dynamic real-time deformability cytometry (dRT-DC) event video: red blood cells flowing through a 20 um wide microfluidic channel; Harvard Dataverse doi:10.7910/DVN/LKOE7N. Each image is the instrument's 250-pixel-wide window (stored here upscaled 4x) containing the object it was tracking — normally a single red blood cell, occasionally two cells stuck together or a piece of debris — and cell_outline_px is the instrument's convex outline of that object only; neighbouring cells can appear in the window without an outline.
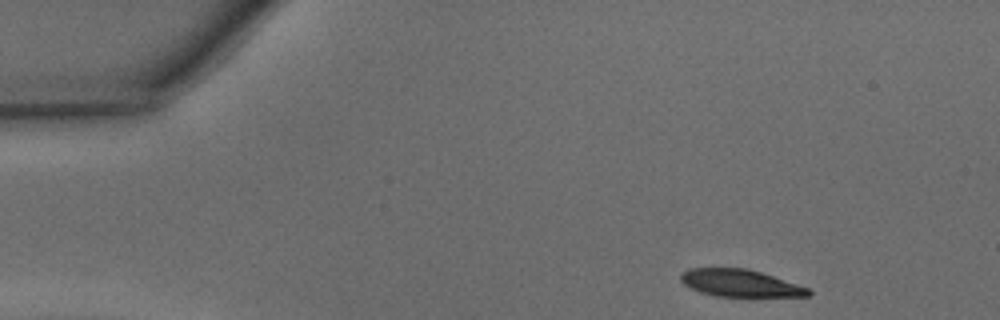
{"species": "common noctule bat (a hibernating species)", "species_latin": "Nyctalus noctula", "temperature_condition": "warm", "stored_images_in_passage": 32, "camera_frame_rate_fps": 3000, "um_per_image_px": 0.085, "animal": {"sex": "male", "body_mass_g": 15.6}, "frame": {"image": 1, "passage_image": 1, "time_ms": 0.0, "image_size_px": [1000, 320], "cell_outline_px": [[812, 292], [808, 296], [716, 296], [700, 292], [684, 284], [680, 280], [680, 276], [688, 268], [748, 268], [808, 288]], "centroid_in_image_um": [62.87, 24.06], "position_along_channel_um": 22.1, "area_um2": 19.88}}
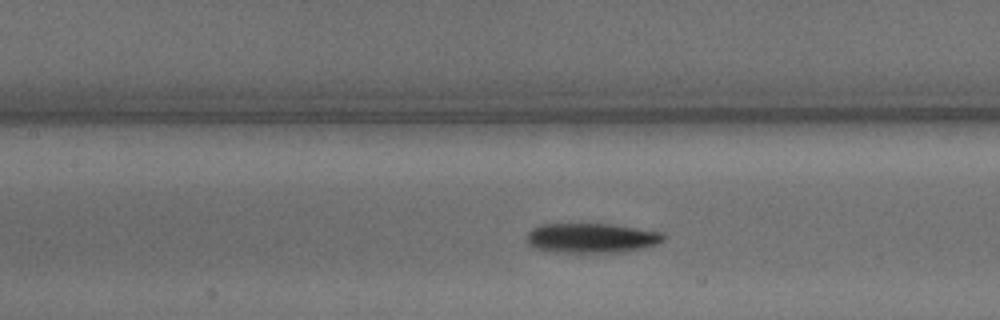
{"frame": {"image": 2, "passage_image": 16, "time_ms": 5.0, "image_size_px": [1000, 320], "cell_outline_px": [[668, 236], [664, 240], [656, 244], [644, 248], [624, 252], [564, 252], [536, 248], [528, 244], [528, 232], [532, 228], [544, 224], [612, 224], [664, 232]], "centroid_in_image_um": [50.37, 20.22], "position_along_channel_um": 157.0, "area_um2": 23.64}}
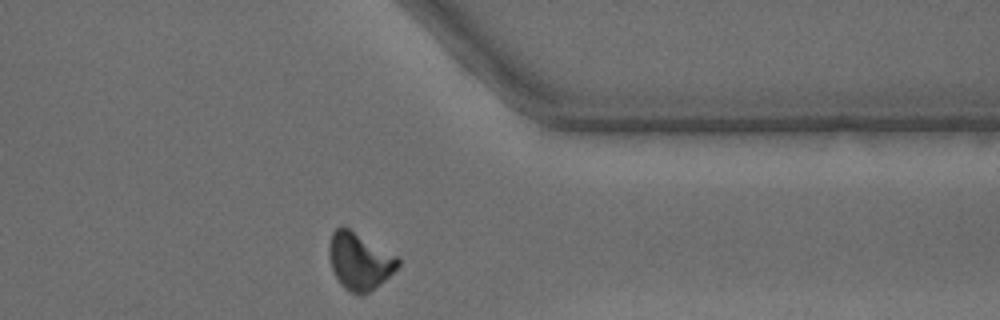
{"frame": {"image": 3, "passage_image": 32, "time_ms": 10.333, "image_size_px": [1000, 320], "cell_outline_px": [[400, 264], [384, 280], [364, 296], [360, 296], [348, 292], [340, 284], [332, 268], [328, 256], [328, 244], [332, 232], [336, 228], [348, 228], [400, 256]], "centroid_in_image_um": [30.56, 22.21], "position_along_channel_um": 380.8, "area_um2": 23.06}, "authors_computed_cell_mechanics": {"area_um2": 23.12, "velocity_mm_per_s": 4.3441, "shape_relaxation_time_tau1_ms": 4.2086, "shape_relaxation_time_tau2_ms": null, "deformation_change_tau1": 0.1507, "deformation_change_tau2": null}}